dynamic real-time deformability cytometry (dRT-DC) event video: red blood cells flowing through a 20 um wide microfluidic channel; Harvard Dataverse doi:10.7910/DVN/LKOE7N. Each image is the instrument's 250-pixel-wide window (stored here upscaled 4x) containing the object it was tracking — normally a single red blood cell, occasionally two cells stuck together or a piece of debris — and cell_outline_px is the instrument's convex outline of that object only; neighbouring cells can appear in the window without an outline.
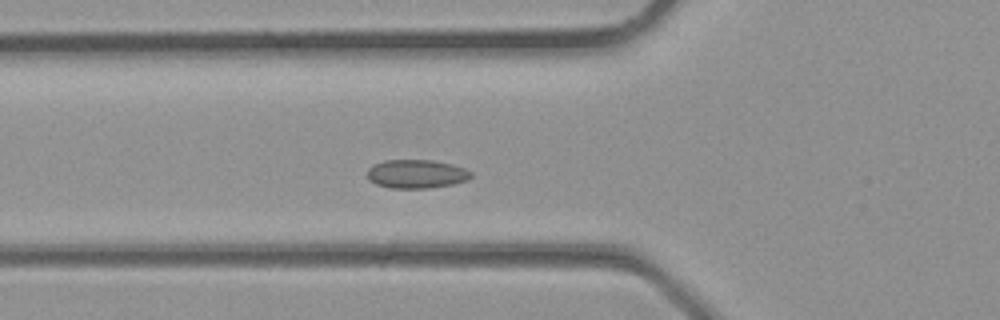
{"species": "common noctule bat (a hibernating species)", "species_latin": "Nyctalus noctula", "temperature_condition": "room temperature", "stored_images_in_passage": 35, "camera_frame_rate_fps": 3000, "um_per_image_px": 0.085, "animal": {"sex": "male", "body_mass_g": 23.1, "forearm_length_mm": 52.7}, "frame": {"image": 1, "passage_image": 11, "time_ms": 3.333, "image_size_px": [1000, 320], "cell_outline_px": [[472, 176], [468, 180], [452, 184], [428, 188], [392, 188], [376, 184], [368, 180], [368, 168], [372, 164], [384, 160], [432, 160], [452, 164], [464, 168], [472, 172]], "centroid_in_image_um": [35.39, 14.78], "position_along_channel_um": 90.4, "area_um2": 17.4}}
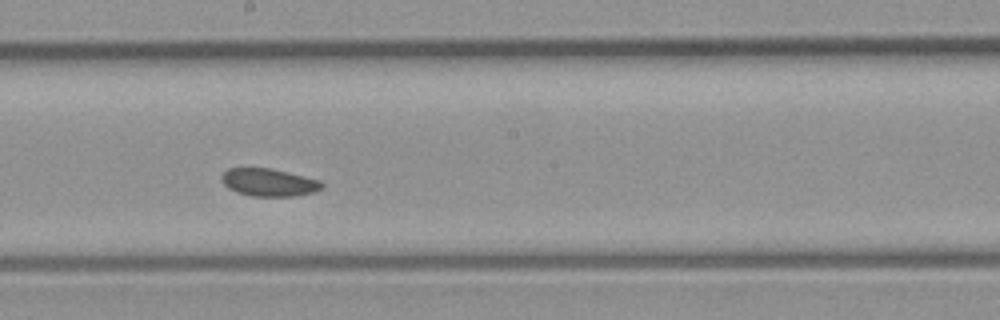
{"frame": {"image": 2, "passage_image": 18, "time_ms": 5.667, "image_size_px": [1000, 320], "cell_outline_px": [[324, 188], [316, 192], [292, 196], [252, 196], [236, 192], [228, 188], [224, 184], [220, 176], [228, 168], [272, 168], [320, 180], [324, 184]], "centroid_in_image_um": [22.87, 15.5], "position_along_channel_um": 225.3, "area_um2": 16.3}}
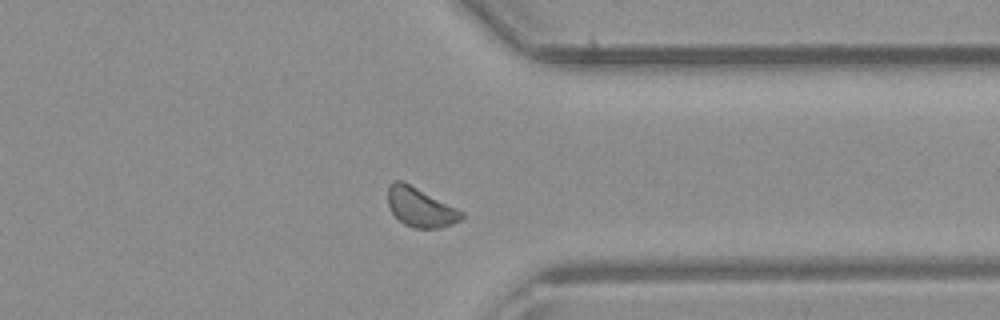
{"frame": {"image": 3, "passage_image": 26, "time_ms": 8.333, "image_size_px": [1000, 320], "cell_outline_px": [[464, 216], [460, 220], [452, 224], [440, 228], [416, 228], [404, 224], [392, 212], [388, 204], [388, 188], [392, 180], [404, 180], [464, 212]], "centroid_in_image_um": [35.73, 17.59], "position_along_channel_um": 375.7, "area_um2": 16.88}}